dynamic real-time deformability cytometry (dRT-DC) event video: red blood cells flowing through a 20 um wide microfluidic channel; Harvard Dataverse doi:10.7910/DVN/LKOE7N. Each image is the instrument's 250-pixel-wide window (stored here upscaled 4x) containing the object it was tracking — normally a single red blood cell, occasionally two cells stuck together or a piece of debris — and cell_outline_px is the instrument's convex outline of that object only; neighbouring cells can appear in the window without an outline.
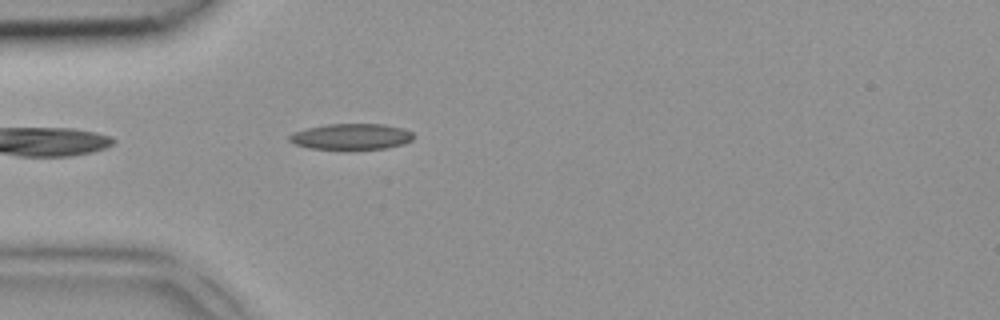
{"species": "common noctule bat (a hibernating species)", "species_latin": "Nyctalus noctula", "temperature_condition": "room temperature", "stored_images_in_passage": 3, "camera_frame_rate_fps": 3000, "um_per_image_px": 0.085, "animal": {"sex": "female", "body_mass_g": 18.4}, "frame": {"image": 1, "passage_image": 3, "time_ms": 0.667, "image_size_px": [1000, 320], "cell_outline_px": [[412, 140], [404, 144], [384, 148], [348, 152], [308, 148], [296, 144], [288, 140], [288, 136], [292, 132], [308, 128], [328, 124], [384, 124], [404, 128], [412, 132]], "centroid_in_image_um": [29.84, 11.65], "position_along_channel_um": 55.2, "area_um2": 19.54}}